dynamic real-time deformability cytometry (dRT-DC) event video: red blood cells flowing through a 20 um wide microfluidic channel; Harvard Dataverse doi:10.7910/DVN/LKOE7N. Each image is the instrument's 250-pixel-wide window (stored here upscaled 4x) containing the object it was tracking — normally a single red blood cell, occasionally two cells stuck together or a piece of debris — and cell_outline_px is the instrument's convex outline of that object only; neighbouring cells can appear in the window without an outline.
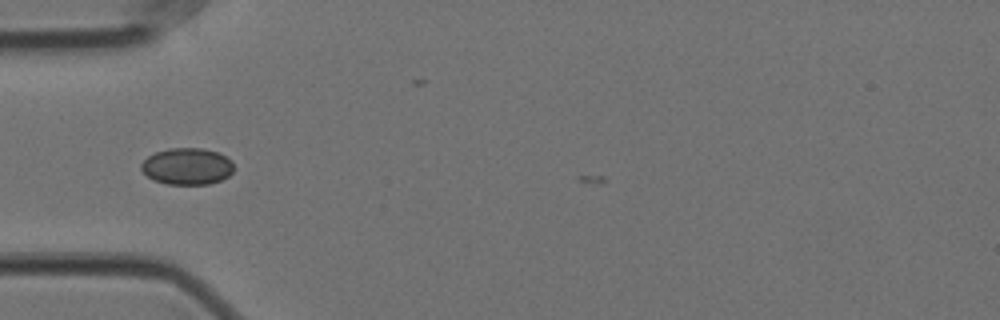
{"species": "Egyptian fruit bat (a non-hibernating species)", "species_latin": "Rousettus aegyptiacus", "temperature_condition": "cold", "stored_images_in_passage": 34, "camera_frame_rate_fps": 3000, "um_per_image_px": 0.085, "animal": {"sex": "female"}, "frame": {"image": 1, "passage_image": 2, "time_ms": 0.333, "image_size_px": [1000, 320], "cell_outline_px": [[232, 172], [228, 176], [220, 180], [208, 184], [168, 184], [152, 180], [140, 168], [140, 164], [148, 156], [156, 152], [168, 148], [204, 148], [216, 152], [232, 160]], "centroid_in_image_um": [15.88, 14.13], "position_along_channel_um": 69.1, "area_um2": 19.71}}
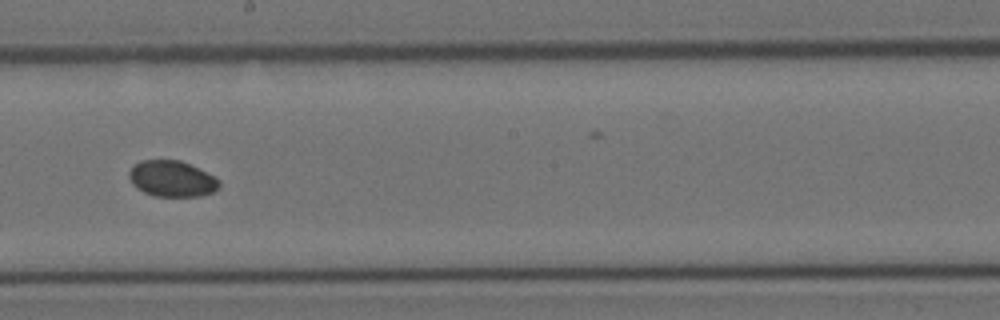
{"frame": {"image": 2, "passage_image": 16, "time_ms": 5.0, "image_size_px": [1000, 320], "cell_outline_px": [[220, 188], [212, 192], [200, 196], [156, 196], [144, 192], [136, 188], [132, 184], [128, 176], [128, 172], [140, 160], [180, 160], [220, 180]], "centroid_in_image_um": [14.59, 15.2], "position_along_channel_um": 233.6, "area_um2": 18.73}}
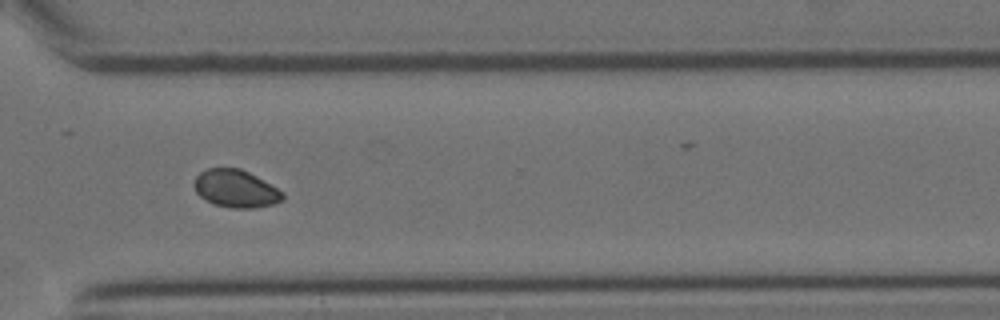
{"frame": {"image": 3, "passage_image": 26, "time_ms": 8.333, "image_size_px": [1000, 320], "cell_outline_px": [[284, 200], [272, 204], [252, 208], [232, 208], [212, 204], [200, 196], [196, 192], [192, 184], [196, 176], [200, 172], [208, 168], [240, 168], [256, 176], [284, 192]], "centroid_in_image_um": [20.01, 16.04], "position_along_channel_um": 350.6, "area_um2": 19.48}}